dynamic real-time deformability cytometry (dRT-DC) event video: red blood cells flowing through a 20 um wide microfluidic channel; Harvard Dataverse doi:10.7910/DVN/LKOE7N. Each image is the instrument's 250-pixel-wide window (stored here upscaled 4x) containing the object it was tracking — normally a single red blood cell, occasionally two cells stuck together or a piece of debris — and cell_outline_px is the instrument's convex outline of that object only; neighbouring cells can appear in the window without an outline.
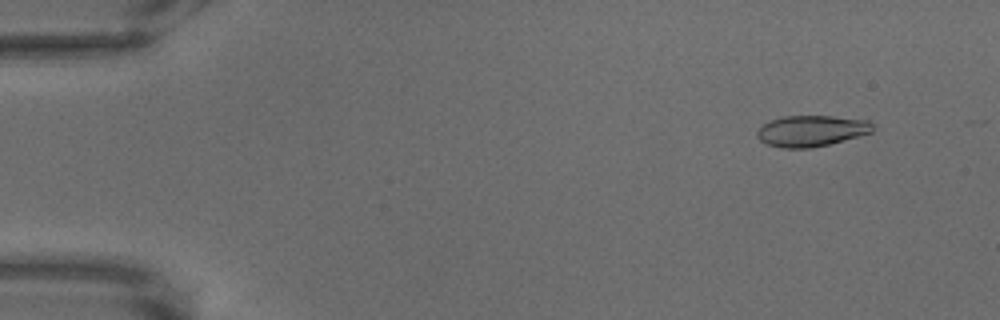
{"species": "common noctule bat (a hibernating species)", "species_latin": "Nyctalus noctula", "temperature_condition": "warm", "stored_images_in_passage": 63, "camera_frame_rate_fps": 3000, "um_per_image_px": 0.085, "animal": {"sex": "male", "body_mass_g": 18.8}, "frame": {"image": 1, "passage_image": 6, "time_ms": 1.667, "image_size_px": [1000, 320], "cell_outline_px": [[872, 132], [828, 144], [812, 148], [780, 148], [768, 144], [760, 140], [756, 136], [756, 132], [764, 124], [772, 120], [784, 116], [832, 116], [868, 120], [872, 124]], "centroid_in_image_um": [68.94, 11.13], "position_along_channel_um": 16.1, "area_um2": 20.69}}
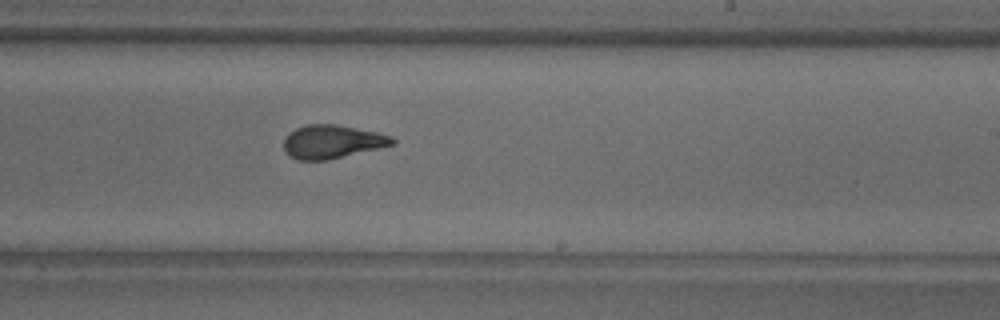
{"frame": {"image": 2, "passage_image": 42, "time_ms": 13.667, "image_size_px": [1000, 320], "cell_outline_px": [[396, 144], [328, 160], [300, 160], [288, 156], [284, 152], [284, 140], [288, 132], [296, 128], [308, 124], [336, 124], [376, 132], [388, 136], [396, 140]], "centroid_in_image_um": [28.19, 12.05], "position_along_channel_um": 260.8, "area_um2": 21.15}}
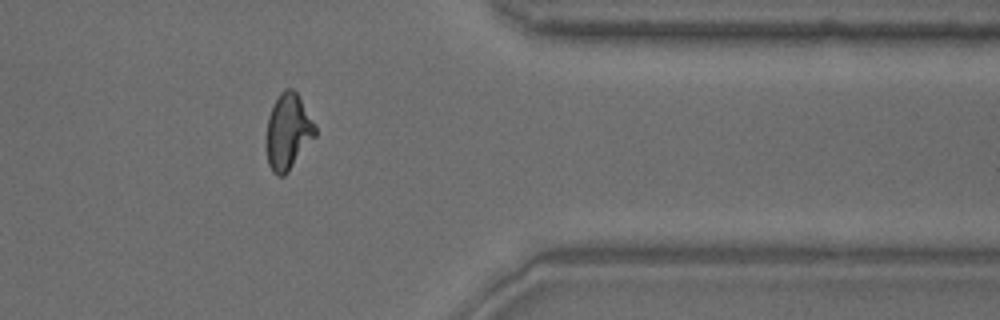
{"frame": {"image": 3, "passage_image": 56, "time_ms": 18.333, "image_size_px": [1000, 320], "cell_outline_px": [[316, 136], [288, 172], [284, 176], [276, 176], [272, 172], [268, 164], [264, 144], [264, 140], [268, 116], [272, 104], [280, 92], [284, 88], [292, 88], [296, 92], [316, 124]], "centroid_in_image_um": [24.45, 11.21], "position_along_channel_um": 387.0, "area_um2": 22.25}}